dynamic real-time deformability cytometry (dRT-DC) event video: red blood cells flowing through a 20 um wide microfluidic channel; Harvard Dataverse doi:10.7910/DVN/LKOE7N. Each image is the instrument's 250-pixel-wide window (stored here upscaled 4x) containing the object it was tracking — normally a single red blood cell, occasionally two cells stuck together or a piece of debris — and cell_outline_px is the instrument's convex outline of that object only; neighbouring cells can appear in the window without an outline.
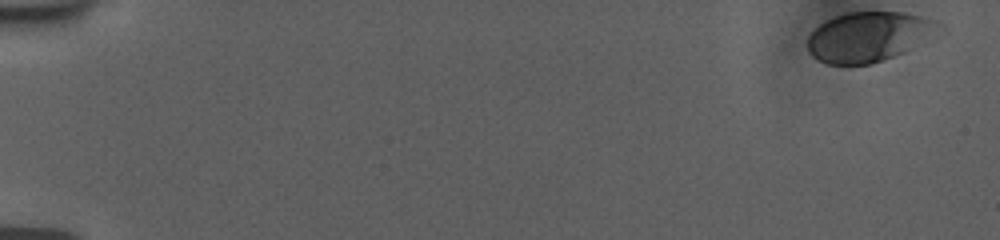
{"species": "human", "species_latin": "Homo sapiens", "temperature_condition": "room temperature", "stored_images_in_passage": 19, "camera_frame_rate_fps": 3000, "um_per_image_px": 0.085, "donor": {"sex": "female"}, "frame": {"image": 1, "passage_image": 1, "time_ms": 0.0, "image_size_px": [1000, 240], "cell_outline_px": [[948, 28], [904, 52], [872, 64], [828, 64], [812, 56], [808, 52], [808, 36], [820, 24], [836, 16], [848, 12], [904, 12], [924, 16], [936, 20], [944, 24]], "centroid_in_image_um": [73.93, 3.1], "position_along_channel_um": 11.1, "area_um2": 38.38}}
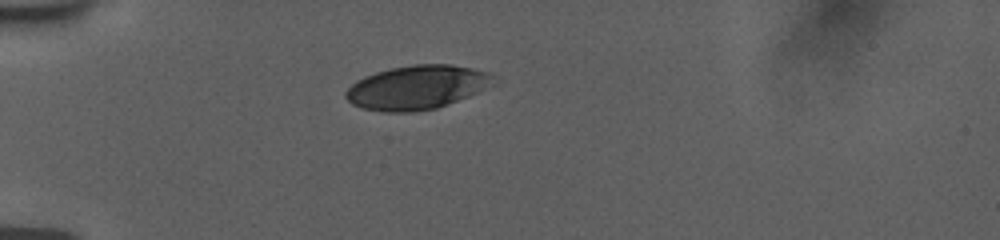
{"frame": {"image": 2, "passage_image": 14, "time_ms": 5.0, "image_size_px": [1000, 240], "cell_outline_px": [[496, 76], [484, 88], [468, 96], [436, 108], [412, 112], [384, 112], [360, 108], [352, 104], [344, 96], [344, 92], [356, 80], [364, 76], [376, 72], [392, 68], [412, 64], [452, 64], [472, 68], [488, 72]], "centroid_in_image_um": [35.37, 7.42], "position_along_channel_um": 49.6, "area_um2": 37.63}}
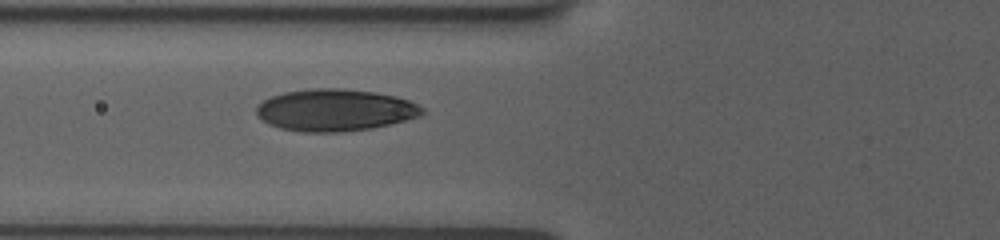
{"frame": {"image": 3, "passage_image": 19, "time_ms": 7.0, "image_size_px": [1000, 240], "cell_outline_px": [[424, 112], [420, 116], [372, 128], [344, 132], [300, 132], [280, 128], [268, 124], [260, 120], [256, 116], [256, 104], [272, 96], [284, 92], [312, 88], [344, 88], [376, 92], [396, 96], [408, 100], [424, 108]], "centroid_in_image_um": [28.43, 9.36], "position_along_channel_um": 97.4, "area_um2": 40.86}}